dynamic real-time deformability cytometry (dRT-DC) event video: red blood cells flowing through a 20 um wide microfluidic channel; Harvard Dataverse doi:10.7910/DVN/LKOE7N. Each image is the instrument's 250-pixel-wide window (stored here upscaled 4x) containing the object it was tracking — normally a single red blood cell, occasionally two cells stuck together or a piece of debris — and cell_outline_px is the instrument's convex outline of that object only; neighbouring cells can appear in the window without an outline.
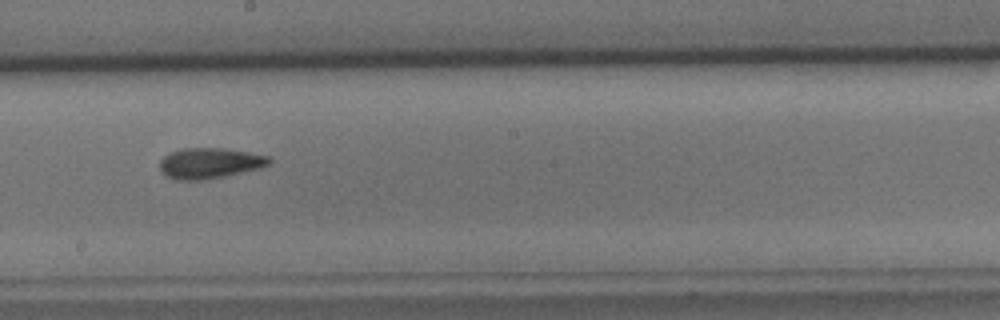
{"species": "common noctule bat (a hibernating species)", "species_latin": "Nyctalus noctula", "temperature_condition": "cold", "stored_images_in_passage": 7, "camera_frame_rate_fps": 3000, "um_per_image_px": 0.085, "animal": {"sex": "male", "body_mass_g": 15.6}, "frame": {"image": 1, "passage_image": 5, "time_ms": 4.667, "image_size_px": [1000, 320], "cell_outline_px": [[272, 164], [260, 168], [224, 176], [200, 180], [176, 180], [168, 176], [160, 168], [160, 160], [168, 152], [180, 148], [224, 148], [272, 156]], "centroid_in_image_um": [17.86, 13.85], "position_along_channel_um": 230.3, "area_um2": 19.65}}
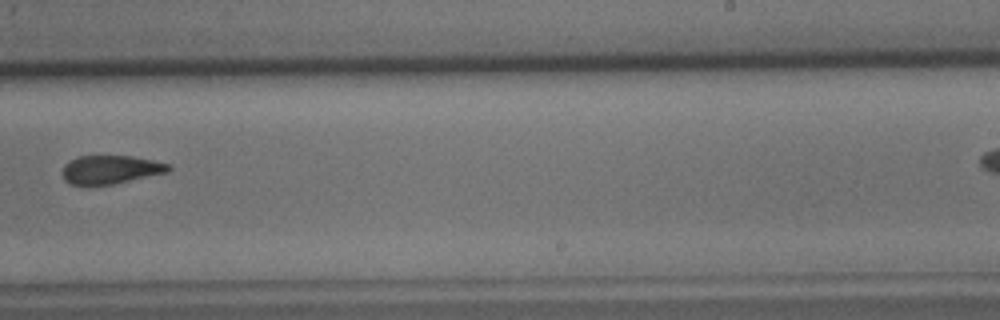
{"frame": {"image": 2, "passage_image": 6, "time_ms": 6.0, "image_size_px": [1000, 320], "cell_outline_px": [[172, 168], [168, 172], [112, 184], [68, 184], [64, 180], [64, 164], [68, 160], [80, 156], [132, 156], [172, 164]], "centroid_in_image_um": [9.43, 14.4], "position_along_channel_um": 279.6, "area_um2": 17.46}}
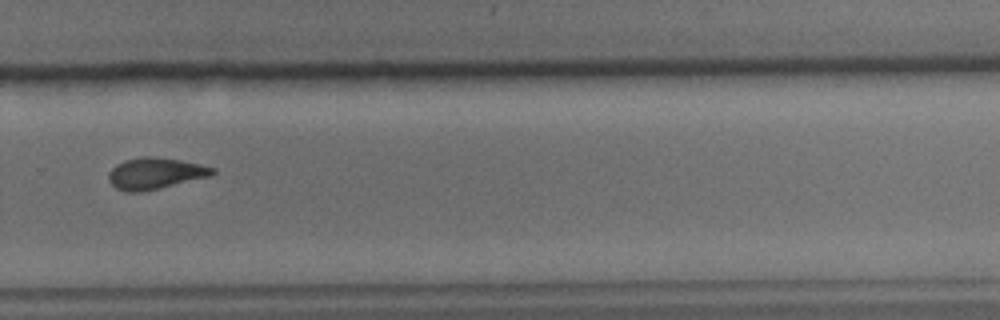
{"frame": {"image": 3, "passage_image": 7, "time_ms": 7.0, "image_size_px": [1000, 320], "cell_outline_px": [[216, 172], [212, 176], [140, 192], [128, 192], [116, 188], [108, 180], [108, 172], [116, 164], [124, 160], [144, 156], [152, 156], [180, 160], [200, 164], [216, 168]], "centroid_in_image_um": [13.2, 14.73], "position_along_channel_um": 316.6, "area_um2": 19.02}}